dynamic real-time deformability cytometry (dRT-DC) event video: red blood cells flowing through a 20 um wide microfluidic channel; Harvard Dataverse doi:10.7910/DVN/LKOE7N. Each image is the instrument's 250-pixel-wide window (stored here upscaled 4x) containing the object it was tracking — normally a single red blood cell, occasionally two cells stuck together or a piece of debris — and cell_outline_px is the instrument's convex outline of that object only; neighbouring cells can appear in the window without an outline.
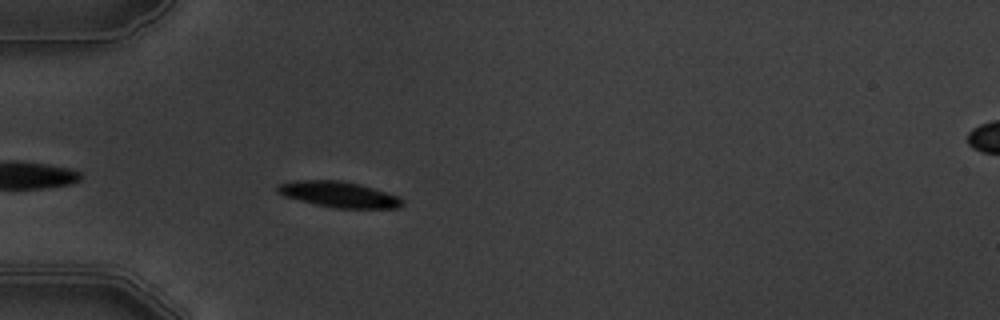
{"species": "common noctule bat (a hibernating species)", "species_latin": "Nyctalus noctula", "temperature_condition": "warm", "stored_images_in_passage": 5, "camera_frame_rate_fps": 3000, "um_per_image_px": 0.085, "animal": {"sex": "male", "body_mass_g": 19.5, "forearm_length_mm": 54.6}, "frame": {"image": 1, "passage_image": 5, "time_ms": 4.667, "image_size_px": [1000, 320], "cell_outline_px": [[404, 204], [400, 208], [336, 208], [316, 204], [284, 196], [276, 192], [276, 188], [280, 184], [296, 180], [340, 180], [360, 184], [400, 196], [404, 200]], "centroid_in_image_um": [28.85, 16.52], "position_along_channel_um": 56.1, "area_um2": 18.79}}